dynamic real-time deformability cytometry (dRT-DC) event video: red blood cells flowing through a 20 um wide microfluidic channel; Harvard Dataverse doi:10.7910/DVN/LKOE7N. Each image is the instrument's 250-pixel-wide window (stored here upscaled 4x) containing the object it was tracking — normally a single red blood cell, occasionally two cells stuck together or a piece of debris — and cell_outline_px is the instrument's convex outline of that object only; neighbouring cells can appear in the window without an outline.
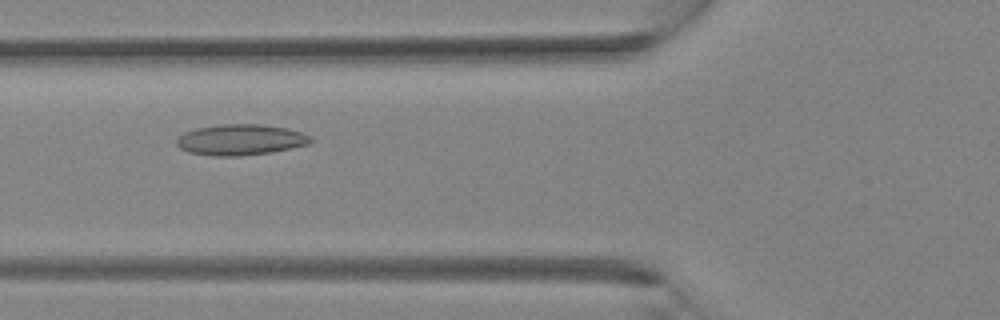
{"species": "Egyptian fruit bat (a non-hibernating species)", "species_latin": "Rousettus aegyptiacus", "temperature_condition": "room temperature", "stored_images_in_passage": 35, "segment_of_instrument_passage": [1, 2], "camera_frame_rate_fps": 3000, "um_per_image_px": 0.085, "animal": {"sex": "female"}, "frame": {"image": 1, "passage_image": 13, "time_ms": 4.0, "image_size_px": [1000, 320], "cell_outline_px": [[312, 140], [308, 144], [272, 152], [240, 156], [216, 156], [188, 152], [180, 148], [176, 144], [176, 140], [184, 132], [196, 128], [220, 124], [260, 124], [288, 128], [312, 136]], "centroid_in_image_um": [20.44, 11.87], "position_along_channel_um": 105.4, "area_um2": 24.1}}
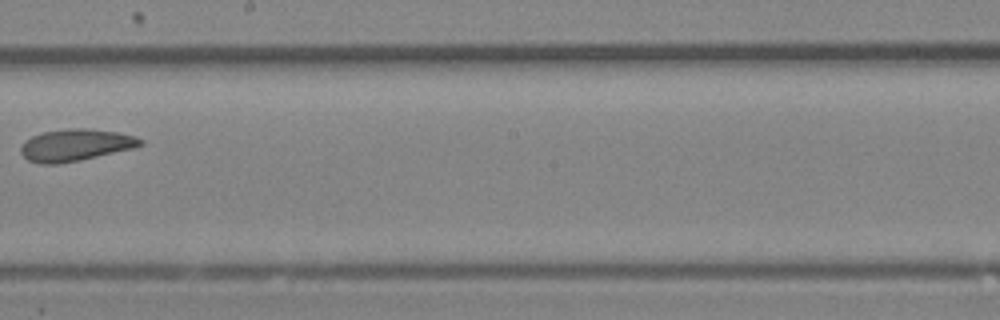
{"frame": {"image": 2, "passage_image": 20, "time_ms": 6.333, "image_size_px": [1000, 320], "cell_outline_px": [[144, 144], [136, 148], [80, 160], [60, 164], [40, 164], [28, 160], [20, 152], [20, 148], [24, 140], [32, 136], [44, 132], [72, 128], [84, 128], [116, 132], [136, 136], [144, 140]], "centroid_in_image_um": [6.44, 12.34], "position_along_channel_um": 241.8, "area_um2": 22.37}}
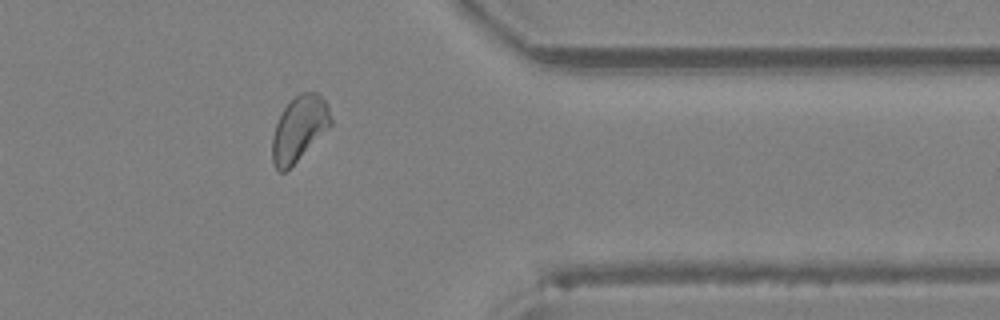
{"frame": {"image": 3, "passage_image": 28, "time_ms": 9.0, "image_size_px": [1000, 320], "cell_outline_px": [[332, 124], [284, 172], [280, 172], [272, 164], [272, 136], [276, 124], [284, 108], [300, 92], [316, 92], [328, 104], [332, 120]], "centroid_in_image_um": [25.42, 10.91], "position_along_channel_um": 386.0, "area_um2": 21.62}}